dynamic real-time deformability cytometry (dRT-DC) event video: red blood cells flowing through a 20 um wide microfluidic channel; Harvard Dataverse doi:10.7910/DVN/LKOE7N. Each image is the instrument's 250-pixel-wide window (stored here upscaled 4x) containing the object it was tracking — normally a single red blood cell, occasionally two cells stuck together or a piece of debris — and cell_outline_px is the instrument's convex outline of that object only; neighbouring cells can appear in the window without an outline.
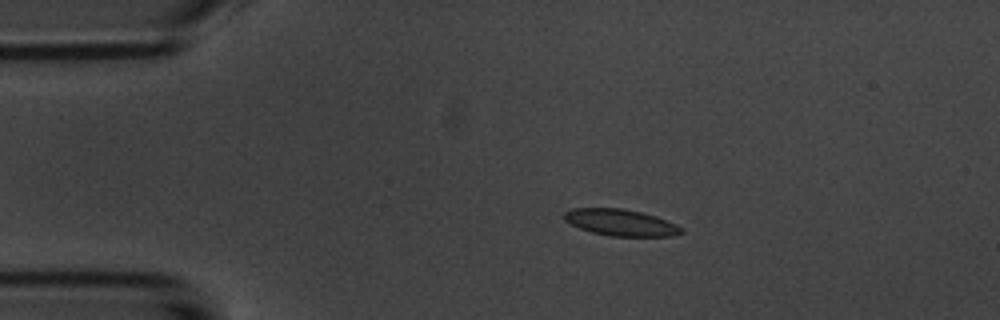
{"species": "common noctule bat (a hibernating species)", "species_latin": "Nyctalus noctula", "temperature_condition": "room temperature", "stored_images_in_passage": 9, "camera_frame_rate_fps": 3000, "um_per_image_px": 0.085, "animal": {"sex": "male", "body_mass_g": 20.1, "forearm_length_mm": 53.5}, "frame": {"image": 1, "passage_image": 2, "time_ms": 1.333, "image_size_px": [1000, 320], "cell_outline_px": [[684, 232], [672, 236], [608, 236], [592, 232], [580, 228], [564, 220], [564, 212], [572, 208], [624, 208], [656, 216], [676, 224], [684, 228]], "centroid_in_image_um": [52.78, 18.91], "position_along_channel_um": 32.2, "area_um2": 18.15}}
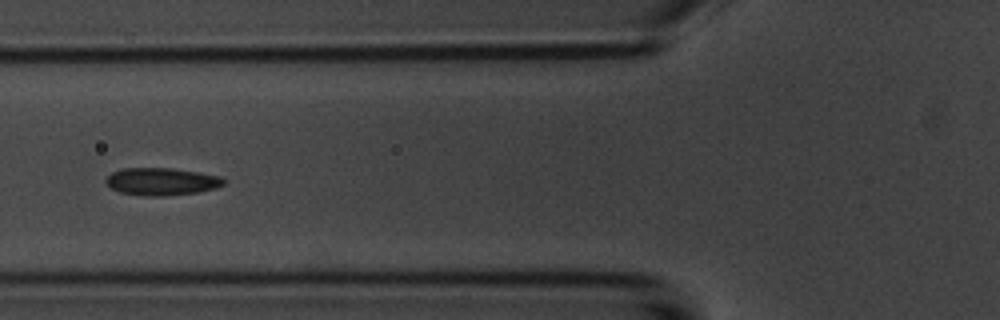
{"frame": {"image": 2, "passage_image": 4, "time_ms": 4.667, "image_size_px": [1000, 320], "cell_outline_px": [[224, 184], [216, 188], [196, 192], [164, 196], [144, 196], [120, 192], [112, 188], [104, 180], [112, 172], [124, 168], [172, 168], [200, 172], [220, 176], [224, 180]], "centroid_in_image_um": [13.74, 15.42], "position_along_channel_um": 112.1, "area_um2": 18.79}}
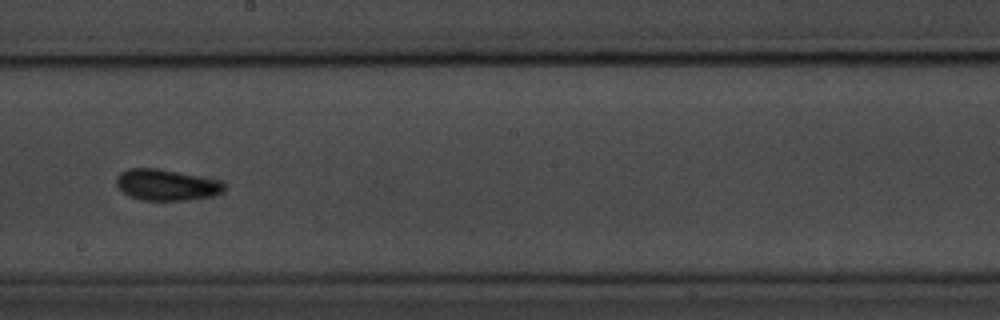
{"frame": {"image": 3, "passage_image": 7, "time_ms": 8.0, "image_size_px": [1000, 320], "cell_outline_px": [[224, 192], [212, 196], [184, 200], [140, 200], [128, 196], [116, 184], [116, 176], [120, 172], [128, 168], [156, 168], [180, 172], [220, 180], [224, 184]], "centroid_in_image_um": [14.13, 15.71], "position_along_channel_um": 234.1, "area_um2": 19.65}}